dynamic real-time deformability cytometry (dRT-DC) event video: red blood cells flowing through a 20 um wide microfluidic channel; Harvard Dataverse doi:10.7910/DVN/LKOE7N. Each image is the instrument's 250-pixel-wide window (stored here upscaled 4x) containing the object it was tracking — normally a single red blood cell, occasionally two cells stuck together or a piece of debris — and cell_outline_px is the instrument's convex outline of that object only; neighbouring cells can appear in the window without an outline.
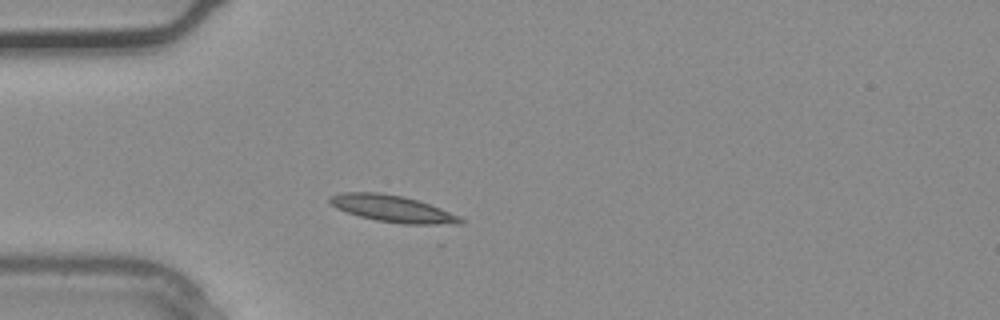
{"species": "common noctule bat (a hibernating species)", "species_latin": "Nyctalus noctula", "temperature_condition": "warm", "stored_images_in_passage": 3, "camera_frame_rate_fps": 3000, "um_per_image_px": 0.085, "animal": {"sex": "male", "body_mass_g": 20.4}, "frame": {"image": 1, "passage_image": 3, "time_ms": 0.667, "image_size_px": [1000, 320], "cell_outline_px": [[464, 224], [400, 224], [376, 220], [360, 216], [336, 208], [328, 200], [328, 196], [340, 192], [380, 192], [404, 196], [440, 208], [460, 216], [464, 220]], "centroid_in_image_um": [33.36, 17.73], "position_along_channel_um": 51.6, "area_um2": 20.4}}